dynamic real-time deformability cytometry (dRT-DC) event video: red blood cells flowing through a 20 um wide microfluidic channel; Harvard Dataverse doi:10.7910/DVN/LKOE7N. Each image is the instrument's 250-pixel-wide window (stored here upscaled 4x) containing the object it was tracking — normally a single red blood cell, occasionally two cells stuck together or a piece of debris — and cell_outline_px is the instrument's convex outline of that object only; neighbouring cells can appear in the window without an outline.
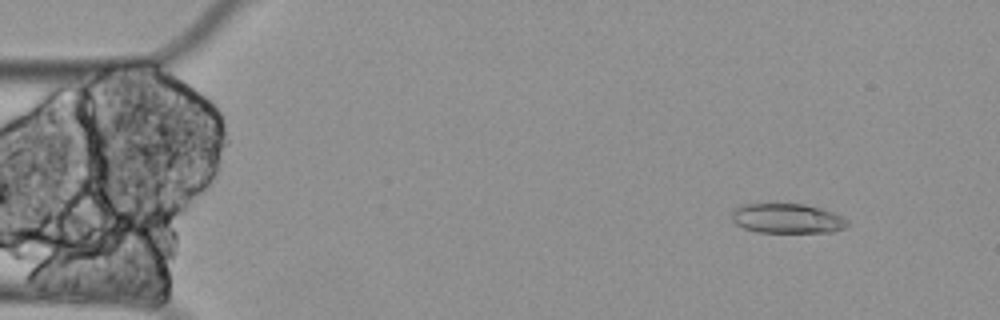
{"species": "Egyptian fruit bat (a non-hibernating species)", "species_latin": "Rousettus aegyptiacus", "temperature_condition": "cold", "stored_images_in_passage": 61, "camera_frame_rate_fps": 3000, "um_per_image_px": 0.085, "animal": {"sex": "female"}, "frame": {"image": 1, "passage_image": 7, "time_ms": 2.0, "image_size_px": [1000, 320], "cell_outline_px": [[848, 224], [844, 228], [832, 232], [756, 232], [744, 228], [736, 224], [732, 220], [732, 208], [740, 204], [804, 204], [820, 208], [844, 216], [848, 220]], "centroid_in_image_um": [66.9, 18.56], "position_along_channel_um": 18.1, "area_um2": 20.17}}
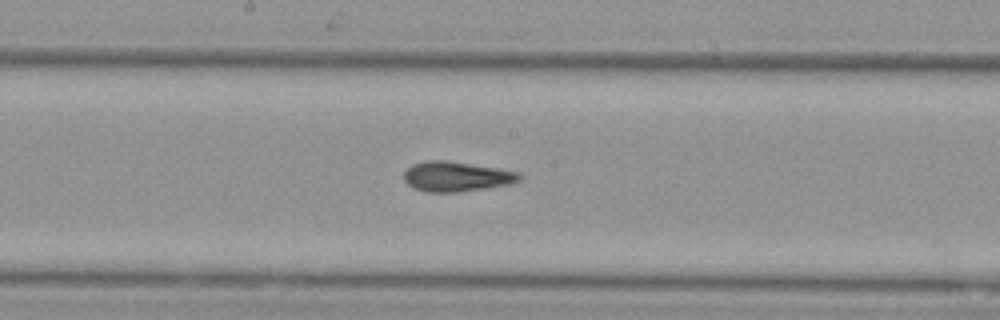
{"frame": {"image": 2, "passage_image": 32, "time_ms": 10.333, "image_size_px": [1000, 320], "cell_outline_px": [[524, 176], [520, 180], [512, 184], [460, 192], [424, 192], [412, 188], [404, 180], [404, 172], [412, 164], [428, 160], [444, 160], [496, 168], [520, 172]], "centroid_in_image_um": [38.81, 15.02], "position_along_channel_um": 209.4, "area_um2": 20.29}}
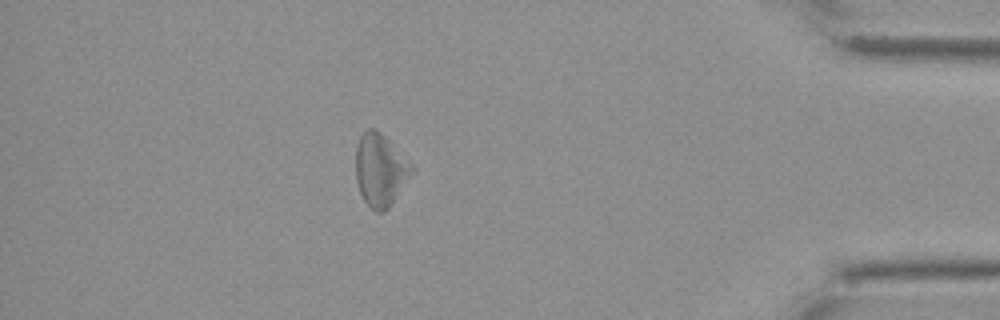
{"frame": {"image": 3, "passage_image": 54, "time_ms": 17.667, "image_size_px": [1000, 320], "cell_outline_px": [[412, 172], [388, 208], [384, 212], [376, 212], [364, 200], [360, 192], [356, 180], [356, 144], [360, 136], [368, 128], [376, 128], [412, 164]], "centroid_in_image_um": [32.29, 14.43], "position_along_channel_um": 402.9, "area_um2": 23.12}, "authors_computed_cell_mechanics": {"area_um2": 21.1548, "velocity_mm_per_s": 3.2306, "shape_relaxation_time_tau1_ms": null, "shape_relaxation_time_tau2_ms": 8.3808, "deformation_change_tau1": null, "deformation_change_tau2": 0.1748}}